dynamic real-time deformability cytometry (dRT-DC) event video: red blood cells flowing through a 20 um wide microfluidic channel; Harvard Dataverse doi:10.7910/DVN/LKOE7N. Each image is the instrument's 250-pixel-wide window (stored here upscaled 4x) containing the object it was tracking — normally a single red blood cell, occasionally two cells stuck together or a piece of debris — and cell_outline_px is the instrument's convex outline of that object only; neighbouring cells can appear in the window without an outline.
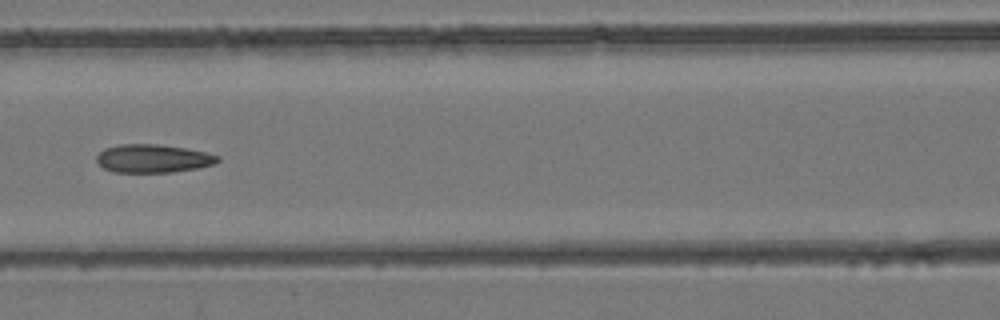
{"species": "common noctule bat (a hibernating species)", "species_latin": "Nyctalus noctula", "temperature_condition": "room temperature", "stored_images_in_passage": 7, "camera_frame_rate_fps": 3000, "um_per_image_px": 0.085, "animal": {"sex": "female", "body_mass_g": 24.6, "forearm_length_mm": 56.2}, "frame": {"image": 1, "passage_image": 7, "time_ms": 7.0, "image_size_px": [1000, 320], "cell_outline_px": [[220, 160], [216, 164], [196, 168], [172, 172], [116, 172], [104, 168], [96, 160], [96, 156], [104, 148], [120, 144], [156, 144], [184, 148], [204, 152], [220, 156]], "centroid_in_image_um": [13.01, 13.47], "position_along_channel_um": 153.6, "area_um2": 19.83}}